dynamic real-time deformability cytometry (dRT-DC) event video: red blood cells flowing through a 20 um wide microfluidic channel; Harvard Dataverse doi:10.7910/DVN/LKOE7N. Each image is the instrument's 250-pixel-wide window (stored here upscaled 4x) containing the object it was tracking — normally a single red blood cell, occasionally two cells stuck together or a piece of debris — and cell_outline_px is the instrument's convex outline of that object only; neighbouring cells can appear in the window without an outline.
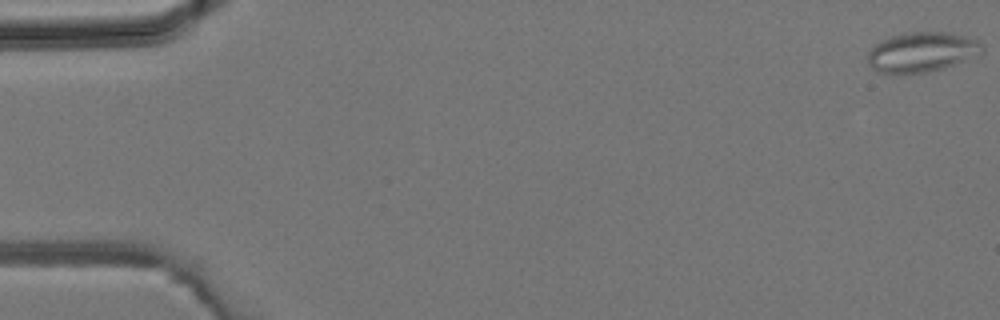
{"species": "common noctule bat (a hibernating species)", "species_latin": "Nyctalus noctula", "temperature_condition": "room temperature", "stored_images_in_passage": 43, "camera_frame_rate_fps": 3000, "um_per_image_px": 0.085, "animal": {"sex": "male", "body_mass_g": 19.2, "forearm_length_mm": 51.8}, "frame": {"image": 1, "passage_image": 1, "time_ms": 0.0, "image_size_px": [1000, 320], "cell_outline_px": [[984, 48], [980, 52], [944, 68], [928, 72], [876, 72], [868, 64], [868, 52], [880, 40], [888, 36], [908, 32], [948, 32], [964, 36], [976, 40], [984, 44]], "centroid_in_image_um": [78.3, 4.4], "position_along_channel_um": 6.7, "area_um2": 26.13}}
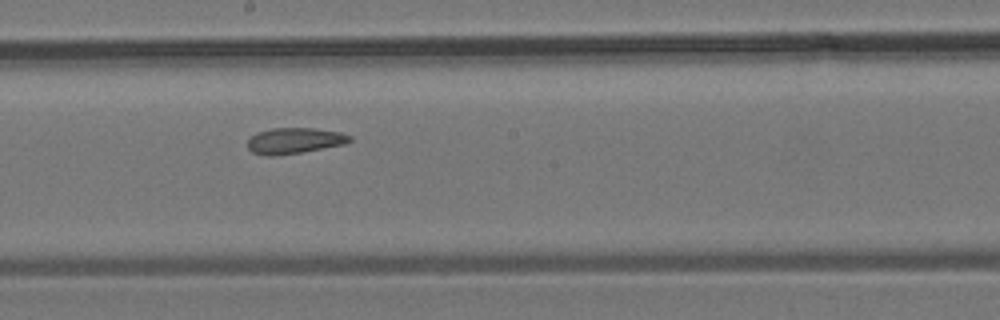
{"frame": {"image": 2, "passage_image": 24, "time_ms": 7.667, "image_size_px": [1000, 320], "cell_outline_px": [[352, 140], [344, 144], [300, 152], [276, 156], [268, 156], [252, 152], [248, 148], [248, 140], [256, 132], [272, 128], [316, 128], [340, 132], [352, 136]], "centroid_in_image_um": [25.02, 11.95], "position_along_channel_um": 223.2, "area_um2": 15.37}}
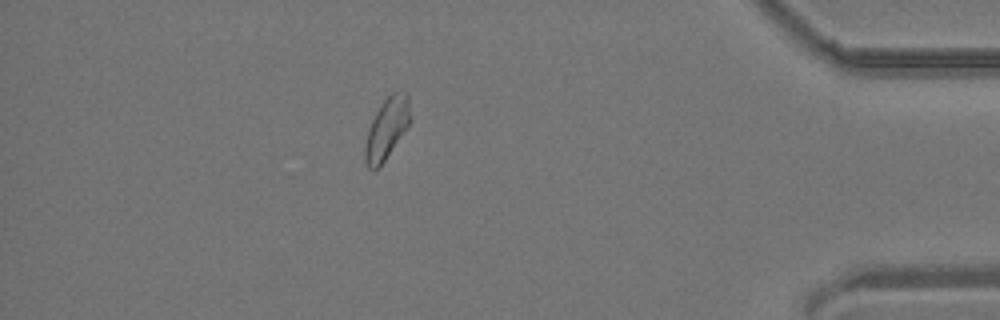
{"frame": {"image": 3, "passage_image": 38, "time_ms": 12.333, "image_size_px": [1000, 320], "cell_outline_px": [[408, 124], [380, 168], [372, 172], [368, 168], [364, 160], [364, 148], [368, 128], [380, 104], [392, 92], [408, 92]], "centroid_in_image_um": [32.8, 10.99], "position_along_channel_um": 402.4, "area_um2": 15.84}}